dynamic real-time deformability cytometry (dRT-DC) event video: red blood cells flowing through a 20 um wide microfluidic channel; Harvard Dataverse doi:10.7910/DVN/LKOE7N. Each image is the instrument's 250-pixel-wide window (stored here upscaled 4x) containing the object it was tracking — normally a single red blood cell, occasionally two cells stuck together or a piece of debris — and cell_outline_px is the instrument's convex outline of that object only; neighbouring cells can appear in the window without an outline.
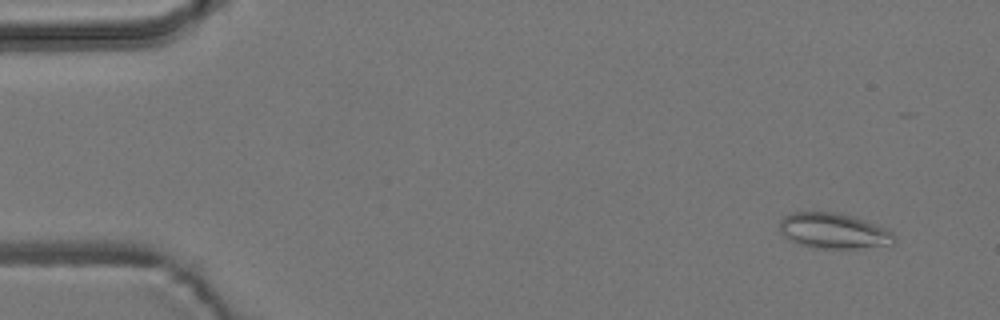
{"species": "common noctule bat (a hibernating species)", "species_latin": "Nyctalus noctula", "temperature_condition": "room temperature", "stored_images_in_passage": 6, "camera_frame_rate_fps": 3000, "um_per_image_px": 0.085, "animal": {"sex": "male", "body_mass_g": 19.2, "forearm_length_mm": 51.8}, "frame": {"image": 1, "passage_image": 1, "time_ms": 0.0, "image_size_px": [1000, 320], "cell_outline_px": [[896, 240], [892, 244], [856, 248], [812, 248], [800, 244], [792, 240], [780, 232], [780, 220], [784, 216], [792, 212], [832, 212], [852, 216], [864, 220], [884, 228], [892, 232], [896, 236]], "centroid_in_image_um": [70.85, 19.62], "position_along_channel_um": 14.2, "area_um2": 23.41}}
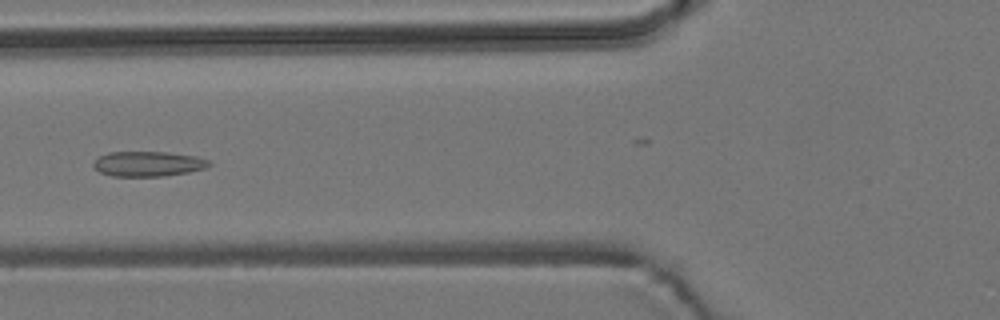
{"frame": {"image": 2, "passage_image": 6, "time_ms": 5.667, "image_size_px": [1000, 320], "cell_outline_px": [[212, 164], [208, 168], [188, 172], [164, 176], [112, 176], [100, 172], [92, 164], [100, 156], [108, 152], [168, 152], [196, 156], [208, 160]], "centroid_in_image_um": [12.63, 13.92], "position_along_channel_um": 113.2, "area_um2": 16.88}}